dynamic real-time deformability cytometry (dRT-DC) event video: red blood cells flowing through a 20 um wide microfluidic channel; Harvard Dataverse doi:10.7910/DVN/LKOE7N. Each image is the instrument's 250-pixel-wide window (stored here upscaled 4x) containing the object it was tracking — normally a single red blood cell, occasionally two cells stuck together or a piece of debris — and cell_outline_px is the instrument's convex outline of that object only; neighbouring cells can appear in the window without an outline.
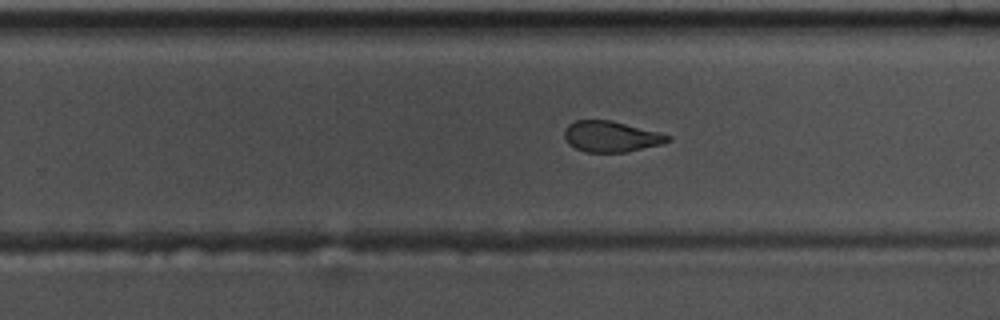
{"species": "common noctule bat (a hibernating species)", "species_latin": "Nyctalus noctula", "temperature_condition": "warm", "stored_images_in_passage": 55, "camera_frame_rate_fps": 3000, "um_per_image_px": 0.085, "animal": {"sex": "male", "body_mass_g": 17.5, "forearm_length_mm": 52.3}, "frame": {"image": 1, "passage_image": 34, "time_ms": 11.0, "image_size_px": [1000, 320], "cell_outline_px": [[672, 140], [660, 144], [624, 152], [584, 152], [568, 144], [564, 136], [564, 128], [568, 124], [576, 120], [612, 120], [660, 132], [672, 136]], "centroid_in_image_um": [51.93, 11.59], "position_along_channel_um": 277.9, "area_um2": 18.67}}
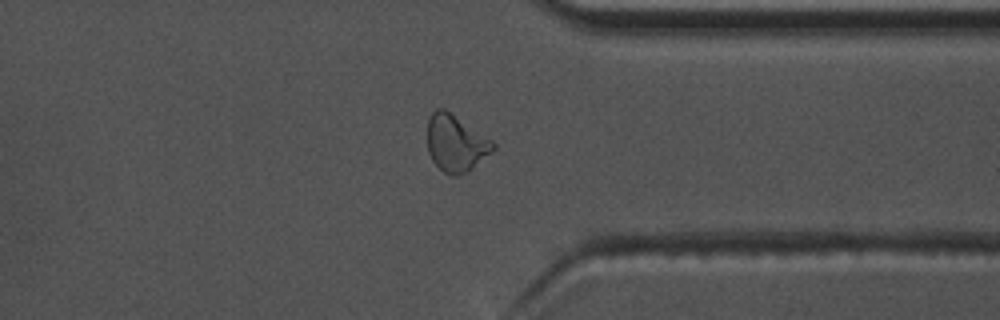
{"frame": {"image": 2, "passage_image": 42, "time_ms": 13.667, "image_size_px": [1000, 320], "cell_outline_px": [[496, 148], [492, 152], [472, 168], [456, 176], [452, 176], [444, 172], [432, 160], [428, 152], [428, 116], [436, 108], [444, 108], [492, 140], [496, 144]], "centroid_in_image_um": [38.73, 12.16], "position_along_channel_um": 372.7, "area_um2": 21.56}}
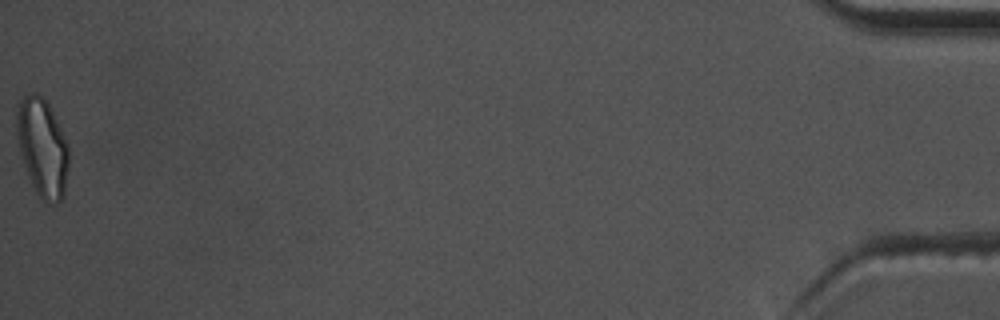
{"frame": {"image": 3, "passage_image": 55, "time_ms": 18.0, "image_size_px": [1000, 320], "cell_outline_px": [[68, 168], [64, 196], [56, 204], [52, 204], [44, 200], [36, 192], [28, 176], [20, 152], [16, 128], [16, 104], [24, 96], [32, 92], [36, 92], [48, 104], [68, 144]], "centroid_in_image_um": [3.59, 12.53], "position_along_channel_um": 431.6, "area_um2": 29.59}, "authors_computed_cell_mechanics": {"area_um2": 20.519, "velocity_mm_per_s": 3.6847, "shape_relaxation_time_tau1_ms": 3.6211, "shape_relaxation_time_tau2_ms": 1.5918, "deformation_change_tau1": 0.1449, "deformation_change_tau2": 0.0869}}